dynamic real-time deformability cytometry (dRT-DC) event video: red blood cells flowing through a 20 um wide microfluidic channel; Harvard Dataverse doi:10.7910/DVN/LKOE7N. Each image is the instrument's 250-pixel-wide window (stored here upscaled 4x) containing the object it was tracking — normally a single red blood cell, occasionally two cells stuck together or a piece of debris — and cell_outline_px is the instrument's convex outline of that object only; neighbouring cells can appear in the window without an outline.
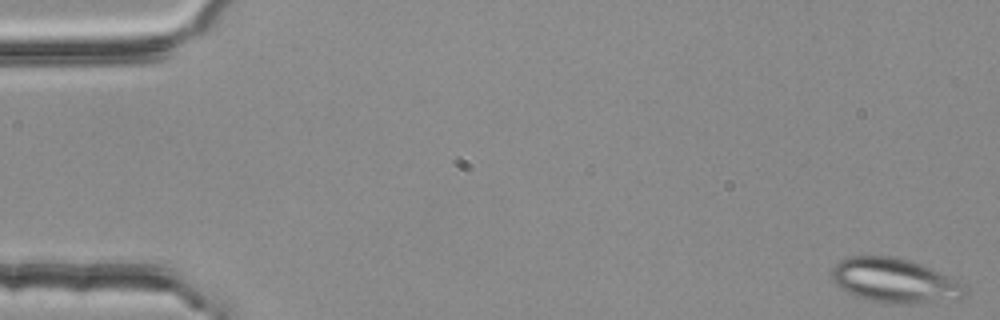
{"species": "common noctule bat (a hibernating species)", "species_latin": "Nyctalus noctula", "temperature_condition": "room temperature", "stored_images_in_passage": 4, "camera_frame_rate_fps": 3000, "um_per_image_px": 0.085, "animal": {"sex": "female", "body_mass_g": 25.1}, "frame": {"image": 1, "passage_image": 1, "time_ms": 0.0, "image_size_px": [1000, 320], "cell_outline_px": [[964, 292], [960, 300], [932, 304], [892, 304], [868, 300], [856, 296], [840, 288], [832, 280], [832, 268], [840, 260], [848, 256], [892, 256], [908, 260], [932, 268], [960, 280], [964, 284]], "centroid_in_image_um": [76.1, 23.88], "position_along_channel_um": 8.9, "area_um2": 35.14}}